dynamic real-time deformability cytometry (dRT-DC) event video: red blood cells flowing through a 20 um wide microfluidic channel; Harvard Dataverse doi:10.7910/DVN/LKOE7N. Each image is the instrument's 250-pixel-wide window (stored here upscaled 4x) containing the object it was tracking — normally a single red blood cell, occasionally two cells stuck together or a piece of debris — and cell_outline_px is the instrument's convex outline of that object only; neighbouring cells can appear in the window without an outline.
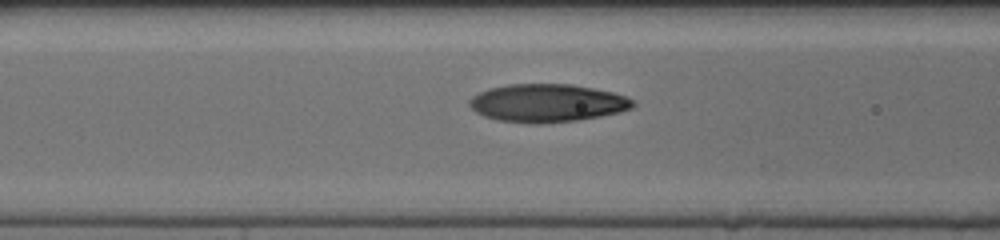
{"species": "human", "species_latin": "Homo sapiens", "temperature_condition": "cold", "stored_images_in_passage": 40, "camera_frame_rate_fps": 3000, "um_per_image_px": 0.085, "donor": {"sex": "female"}, "frame": {"image": 1, "passage_image": 17, "time_ms": 5.333, "image_size_px": [1000, 240], "cell_outline_px": [[636, 104], [632, 108], [620, 112], [600, 116], [576, 120], [540, 124], [536, 124], [500, 120], [484, 116], [476, 112], [468, 104], [468, 100], [472, 96], [488, 88], [508, 84], [572, 84], [612, 92], [624, 96], [632, 100]], "centroid_in_image_um": [46.49, 8.75], "position_along_channel_um": 120.1, "area_um2": 36.13}}
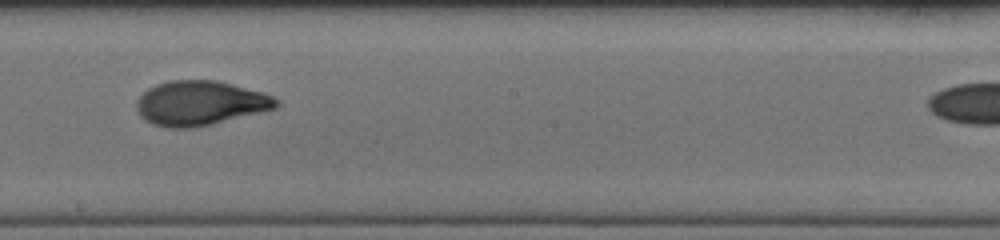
{"frame": {"image": 2, "passage_image": 26, "time_ms": 8.333, "image_size_px": [1000, 240], "cell_outline_px": [[280, 104], [276, 108], [196, 128], [168, 128], [152, 124], [144, 120], [140, 116], [136, 108], [136, 100], [148, 88], [156, 84], [172, 80], [216, 80], [264, 92], [280, 100]], "centroid_in_image_um": [17.0, 8.77], "position_along_channel_um": 231.2, "area_um2": 36.47}}
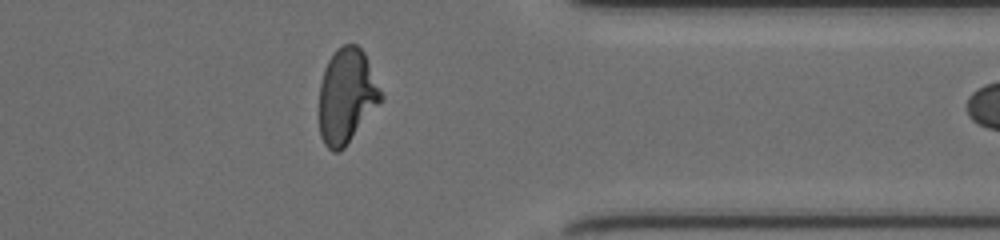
{"frame": {"image": 3, "passage_image": 39, "time_ms": 12.667, "image_size_px": [1000, 240], "cell_outline_px": [[384, 100], [344, 148], [340, 152], [332, 152], [324, 144], [320, 136], [320, 84], [324, 68], [328, 60], [336, 48], [344, 44], [356, 44], [364, 52], [384, 96]], "centroid_in_image_um": [29.48, 8.17], "position_along_channel_um": 381.9, "area_um2": 34.45}}